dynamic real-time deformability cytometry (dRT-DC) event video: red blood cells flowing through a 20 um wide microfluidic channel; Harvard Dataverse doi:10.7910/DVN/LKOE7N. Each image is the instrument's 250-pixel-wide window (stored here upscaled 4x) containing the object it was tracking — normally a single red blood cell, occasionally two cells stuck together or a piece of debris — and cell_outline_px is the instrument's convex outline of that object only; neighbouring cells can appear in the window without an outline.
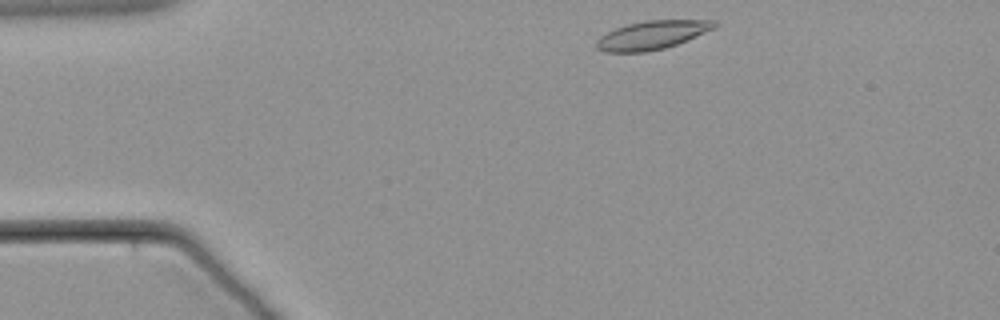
{"species": "common noctule bat (a hibernating species)", "species_latin": "Nyctalus noctula", "temperature_condition": "warm", "stored_images_in_passage": 6, "camera_frame_rate_fps": 3000, "um_per_image_px": 0.085, "animal": {"sex": "male", "body_mass_g": 21.5, "forearm_length_mm": 52.0}, "frame": {"image": 1, "passage_image": 2, "time_ms": 0.333, "image_size_px": [1000, 320], "cell_outline_px": [[720, 24], [716, 28], [676, 44], [664, 48], [644, 52], [604, 52], [596, 48], [596, 40], [600, 36], [616, 28], [628, 24], [648, 20], [716, 20]], "centroid_in_image_um": [55.45, 2.97], "position_along_channel_um": 29.6, "area_um2": 19.59}}